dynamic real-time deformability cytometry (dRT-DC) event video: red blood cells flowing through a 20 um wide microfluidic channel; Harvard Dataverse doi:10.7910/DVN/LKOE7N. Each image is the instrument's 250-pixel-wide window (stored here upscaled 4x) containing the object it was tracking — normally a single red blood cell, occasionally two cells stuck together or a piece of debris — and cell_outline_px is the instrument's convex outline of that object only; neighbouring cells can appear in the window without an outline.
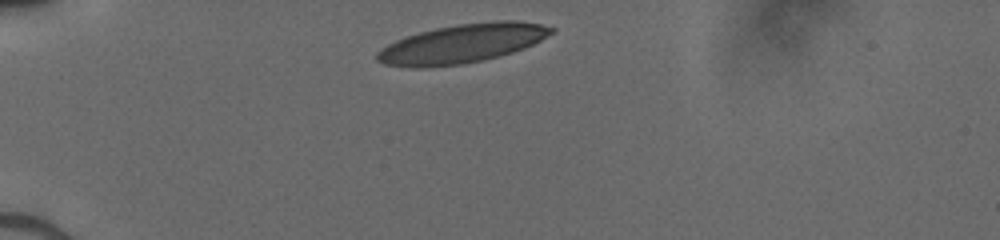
{"species": "human", "species_latin": "Homo sapiens", "temperature_condition": "cold", "stored_images_in_passage": 30, "camera_frame_rate_fps": 3000, "um_per_image_px": 0.085, "donor": {"sex": "male"}, "frame": {"image": 1, "passage_image": 1, "time_ms": 0.0, "image_size_px": [1000, 240], "cell_outline_px": [[556, 32], [524, 48], [500, 56], [484, 60], [460, 64], [424, 68], [412, 68], [384, 64], [376, 60], [376, 52], [388, 44], [404, 36], [436, 28], [456, 24], [496, 20], [516, 20], [540, 24], [556, 28]], "centroid_in_image_um": [39.28, 3.7], "position_along_channel_um": 45.7, "area_um2": 39.71}}
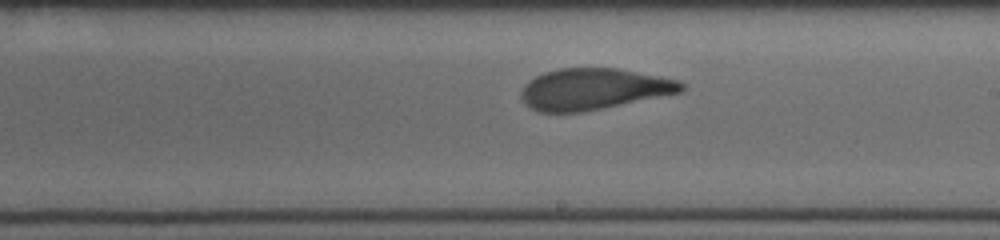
{"frame": {"image": 2, "passage_image": 18, "time_ms": 5.667, "image_size_px": [1000, 240], "cell_outline_px": [[684, 88], [680, 92], [604, 108], [584, 112], [540, 112], [528, 108], [520, 96], [520, 92], [524, 84], [528, 80], [544, 72], [560, 68], [616, 68], [660, 76], [676, 80], [684, 84]], "centroid_in_image_um": [50.39, 7.57], "position_along_channel_um": 238.6, "area_um2": 38.49}}
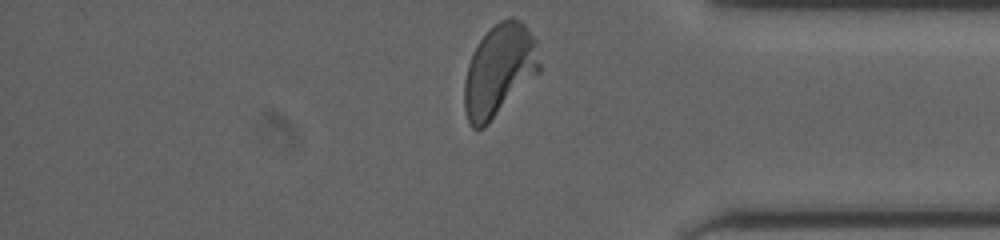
{"frame": {"image": 3, "passage_image": 30, "time_ms": 9.667, "image_size_px": [1000, 240], "cell_outline_px": [[540, 72], [484, 128], [472, 128], [468, 124], [464, 108], [464, 80], [468, 64], [472, 52], [480, 40], [500, 20], [508, 16], [512, 16], [520, 20], [524, 24], [536, 40], [540, 64]], "centroid_in_image_um": [42.43, 5.99], "position_along_channel_um": 392.8, "area_um2": 40.34}}